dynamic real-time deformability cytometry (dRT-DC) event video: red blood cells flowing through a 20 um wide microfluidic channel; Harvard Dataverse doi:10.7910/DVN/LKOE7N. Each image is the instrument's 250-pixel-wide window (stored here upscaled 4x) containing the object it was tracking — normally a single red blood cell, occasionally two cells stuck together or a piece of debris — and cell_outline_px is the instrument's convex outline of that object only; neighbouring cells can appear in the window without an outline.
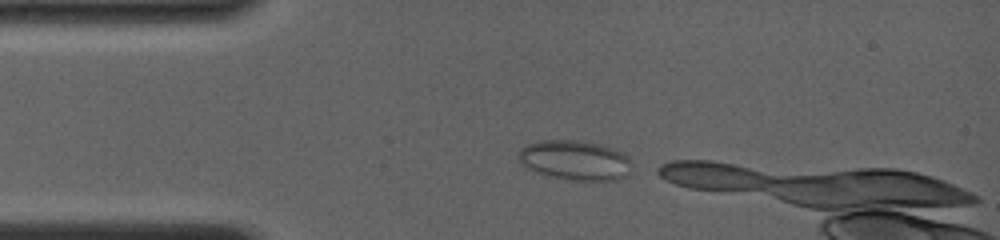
{"species": "common noctule bat (a hibernating species)", "species_latin": "Nyctalus noctula", "temperature_condition": "room temperature", "stored_images_in_passage": 3, "camera_frame_rate_fps": 4000, "um_per_image_px": 0.085, "animal": {"sex": "female", "body_mass_g": 19.0, "forearm_length_mm": 56.7}, "frame": {"image": 1, "passage_image": 1, "time_ms": 0.0, "image_size_px": [1000, 240], "cell_outline_px": [[628, 176], [620, 180], [572, 180], [548, 176], [536, 172], [528, 168], [520, 160], [520, 148], [528, 144], [540, 140], [580, 140], [600, 144], [624, 152], [628, 156]], "centroid_in_image_um": [48.89, 13.61], "position_along_channel_um": 36.1, "area_um2": 26.13}}